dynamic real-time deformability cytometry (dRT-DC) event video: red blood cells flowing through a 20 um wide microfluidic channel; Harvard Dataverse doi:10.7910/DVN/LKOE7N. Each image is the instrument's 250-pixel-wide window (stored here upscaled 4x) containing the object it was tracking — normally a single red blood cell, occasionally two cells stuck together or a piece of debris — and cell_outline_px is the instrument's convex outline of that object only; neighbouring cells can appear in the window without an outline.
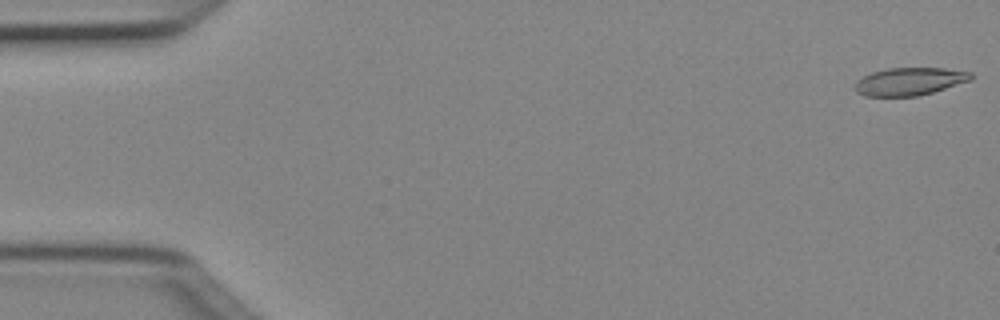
{"species": "Egyptian fruit bat (a non-hibernating species)", "species_latin": "Rousettus aegyptiacus", "temperature_condition": "cold", "stored_images_in_passage": 50, "camera_frame_rate_fps": 3000, "um_per_image_px": 0.085, "animal": {"sex": "female"}, "frame": {"image": 1, "passage_image": 1, "time_ms": 0.0, "image_size_px": [1000, 320], "cell_outline_px": [[972, 80], [920, 96], [864, 96], [856, 92], [856, 80], [872, 72], [888, 68], [944, 68], [972, 72]], "centroid_in_image_um": [77.33, 6.92], "position_along_channel_um": 7.7, "area_um2": 18.79}}
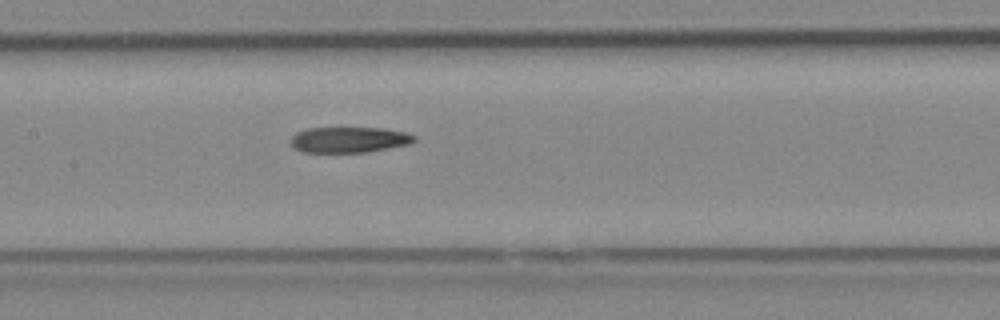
{"frame": {"image": 2, "passage_image": 24, "time_ms": 7.667, "image_size_px": [1000, 320], "cell_outline_px": [[416, 140], [412, 144], [368, 152], [304, 152], [296, 148], [292, 144], [292, 136], [296, 132], [308, 128], [384, 128], [404, 132], [416, 136]], "centroid_in_image_um": [29.73, 11.87], "position_along_channel_um": 177.7, "area_um2": 18.5}}
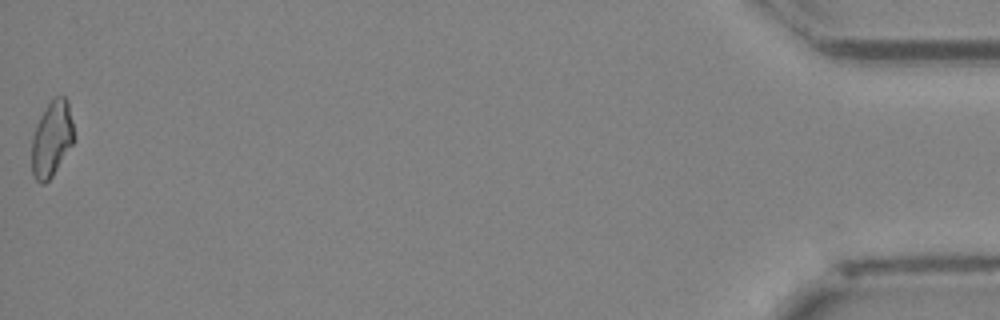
{"frame": {"image": 3, "passage_image": 50, "time_ms": 16.333, "image_size_px": [1000, 320], "cell_outline_px": [[72, 144], [52, 176], [44, 184], [40, 184], [36, 180], [32, 172], [32, 136], [36, 124], [40, 116], [48, 104], [56, 96], [64, 96], [68, 100], [72, 120]], "centroid_in_image_um": [4.37, 11.8], "position_along_channel_um": 430.8, "area_um2": 18.26}, "authors_computed_cell_mechanics": {"area_um2": 19.3341, "velocity_mm_per_s": 4.0588, "shape_relaxation_time_tau1_ms": null, "shape_relaxation_time_tau2_ms": 4.6267, "deformation_change_tau1": null, "deformation_change_tau2": 0.1465}}